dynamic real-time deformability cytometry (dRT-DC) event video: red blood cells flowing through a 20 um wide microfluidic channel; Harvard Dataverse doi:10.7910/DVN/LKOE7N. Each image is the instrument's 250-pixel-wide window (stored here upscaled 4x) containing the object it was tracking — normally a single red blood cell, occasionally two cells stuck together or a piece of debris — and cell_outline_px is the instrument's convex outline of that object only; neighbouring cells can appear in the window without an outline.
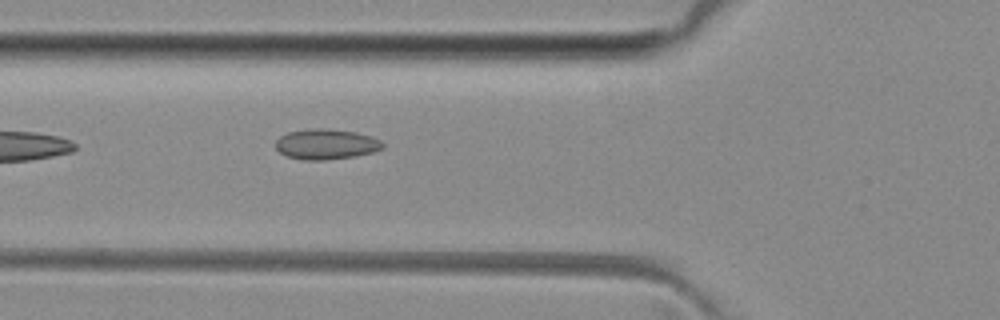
{"species": "common noctule bat (a hibernating species)", "species_latin": "Nyctalus noctula", "temperature_condition": "room temperature", "stored_images_in_passage": 4, "camera_frame_rate_fps": 3000, "um_per_image_px": 0.085, "animal": {"sex": "female", "body_mass_g": 29.2, "forearm_length_mm": 56.3}, "frame": {"image": 1, "passage_image": 4, "time_ms": 3.667, "image_size_px": [1000, 320], "cell_outline_px": [[384, 148], [372, 152], [356, 156], [324, 160], [304, 160], [288, 156], [280, 152], [276, 148], [276, 140], [280, 136], [288, 132], [316, 128], [320, 128], [356, 132], [372, 136], [380, 140], [384, 144]], "centroid_in_image_um": [27.74, 12.26], "position_along_channel_um": 98.1, "area_um2": 18.84}}